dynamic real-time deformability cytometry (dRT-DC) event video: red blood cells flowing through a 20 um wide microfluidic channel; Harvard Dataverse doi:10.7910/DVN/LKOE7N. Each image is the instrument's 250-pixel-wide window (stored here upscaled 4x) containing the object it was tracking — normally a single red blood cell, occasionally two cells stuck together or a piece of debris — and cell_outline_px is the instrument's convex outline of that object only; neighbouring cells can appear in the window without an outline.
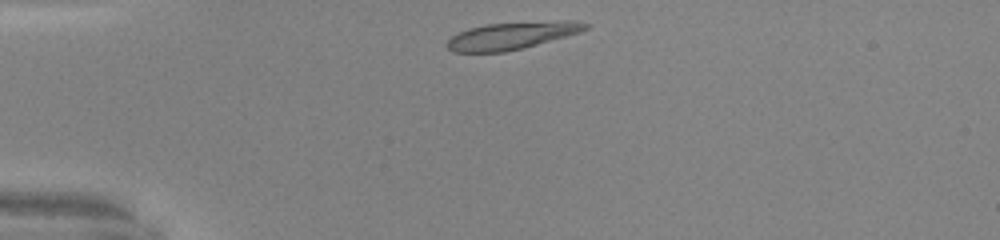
{"species": "common noctule bat (a hibernating species)", "species_latin": "Nyctalus noctula", "temperature_condition": "warm", "stored_images_in_passage": 30, "camera_frame_rate_fps": 3000, "um_per_image_px": 0.085, "animal": {"sex": "male", "body_mass_g": 20.0, "forearm_length_mm": 53.3}, "frame": {"image": 1, "passage_image": 1, "time_ms": 0.0, "image_size_px": [1000, 240], "cell_outline_px": [[588, 28], [580, 32], [524, 48], [504, 52], [452, 52], [444, 44], [452, 36], [468, 28], [488, 24], [564, 20], [576, 20], [588, 24]], "centroid_in_image_um": [43.5, 3.03], "position_along_channel_um": 41.5, "area_um2": 21.96}}
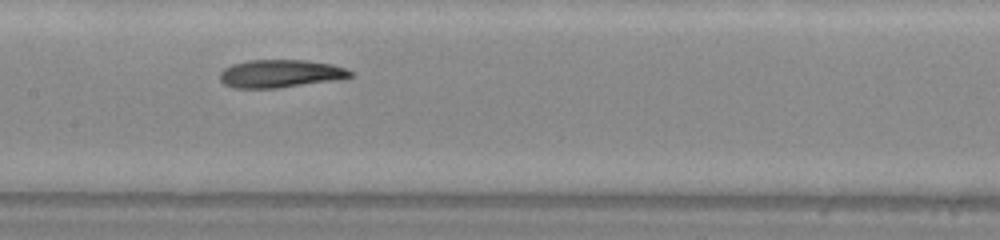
{"frame": {"image": 2, "passage_image": 14, "time_ms": 4.333, "image_size_px": [1000, 240], "cell_outline_px": [[352, 76], [336, 80], [276, 88], [232, 88], [224, 84], [220, 80], [220, 72], [224, 68], [232, 64], [248, 60], [304, 60], [332, 64], [344, 68], [352, 72]], "centroid_in_image_um": [23.79, 6.26], "position_along_channel_um": 183.6, "area_um2": 21.15}}
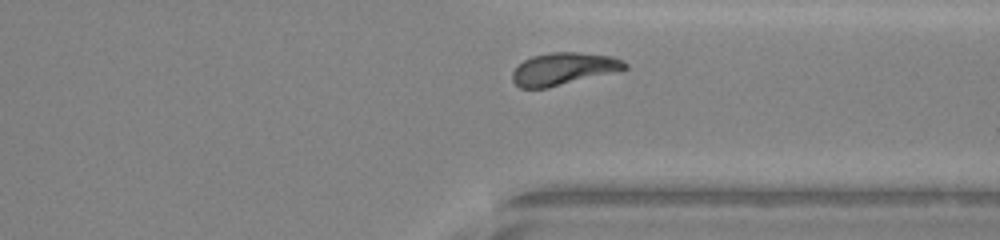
{"frame": {"image": 3, "passage_image": 27, "time_ms": 8.667, "image_size_px": [1000, 240], "cell_outline_px": [[628, 68], [548, 88], [520, 88], [512, 80], [512, 72], [524, 60], [532, 56], [552, 52], [580, 52], [612, 56], [628, 64]], "centroid_in_image_um": [47.87, 5.84], "position_along_channel_um": 363.5, "area_um2": 20.92}, "authors_computed_cell_mechanics": {"area_um2": 21.6172, "velocity_mm_per_s": 4.1452, "shape_relaxation_time_tau1_ms": 4.0062, "shape_relaxation_time_tau2_ms": 2.0809, "deformation_change_tau1": 0.1617, "deformation_change_tau2": 0.0748}}